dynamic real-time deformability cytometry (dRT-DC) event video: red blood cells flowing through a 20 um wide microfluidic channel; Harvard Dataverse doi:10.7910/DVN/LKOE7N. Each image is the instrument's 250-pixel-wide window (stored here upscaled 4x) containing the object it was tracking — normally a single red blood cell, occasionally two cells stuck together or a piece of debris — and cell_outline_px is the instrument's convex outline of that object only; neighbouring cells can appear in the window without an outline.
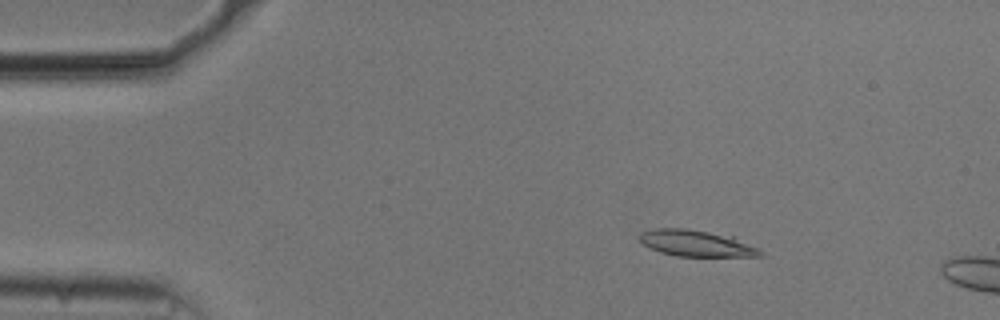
{"species": "common noctule bat (a hibernating species)", "species_latin": "Nyctalus noctula", "temperature_condition": "cold", "stored_images_in_passage": 9, "camera_frame_rate_fps": 3000, "um_per_image_px": 0.085, "animal": {"sex": "male", "body_mass_g": 20.5, "forearm_length_mm": 52.5}, "frame": {"image": 1, "passage_image": 1, "time_ms": 0.0, "image_size_px": [1000, 320], "cell_outline_px": [[764, 252], [760, 256], [676, 256], [660, 252], [648, 248], [640, 240], [640, 232], [656, 228], [684, 228], [736, 236]], "centroid_in_image_um": [59.19, 20.67], "position_along_channel_um": 25.8, "area_um2": 18.61}}